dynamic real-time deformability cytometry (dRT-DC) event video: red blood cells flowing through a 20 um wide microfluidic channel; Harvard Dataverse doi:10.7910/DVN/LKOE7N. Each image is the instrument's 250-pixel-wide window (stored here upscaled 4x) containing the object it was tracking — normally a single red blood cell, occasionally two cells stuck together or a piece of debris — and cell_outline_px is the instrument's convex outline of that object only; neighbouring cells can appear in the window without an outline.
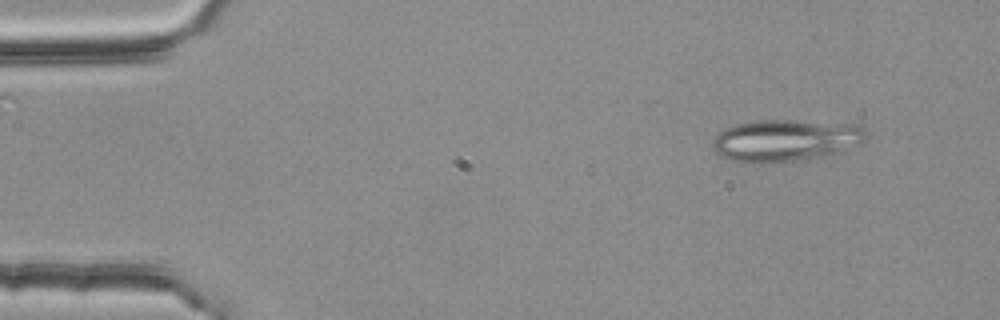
{"species": "common noctule bat (a hibernating species)", "species_latin": "Nyctalus noctula", "temperature_condition": "room temperature", "stored_images_in_passage": 49, "camera_frame_rate_fps": 3000, "um_per_image_px": 0.085, "animal": {"sex": "female", "body_mass_g": 25.1}, "frame": {"image": 1, "passage_image": 1, "time_ms": 0.0, "image_size_px": [1000, 320], "cell_outline_px": [[868, 136], [860, 144], [844, 152], [828, 156], [800, 160], [768, 164], [744, 164], [720, 156], [712, 148], [712, 140], [724, 128], [736, 124], [760, 120], [792, 120], [856, 124], [864, 128], [868, 132]], "centroid_in_image_um": [66.8, 11.96], "position_along_channel_um": 18.2, "area_um2": 38.49}}
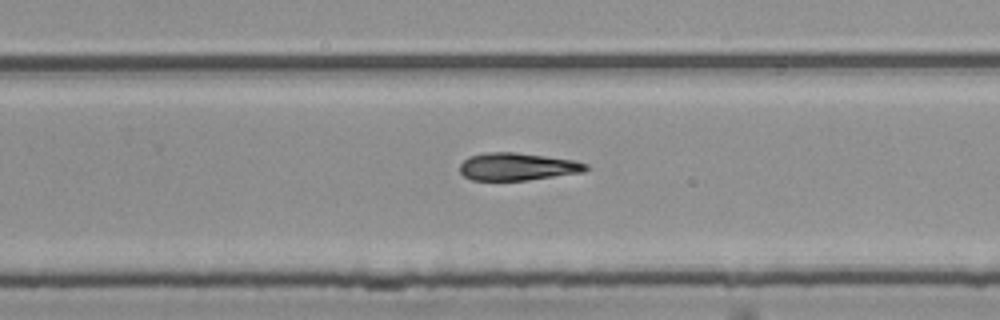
{"frame": {"image": 2, "passage_image": 30, "time_ms": 9.667, "image_size_px": [1000, 320], "cell_outline_px": [[588, 168], [584, 172], [528, 180], [472, 180], [464, 176], [460, 172], [460, 164], [468, 156], [484, 152], [516, 152], [572, 160], [588, 164]], "centroid_in_image_um": [43.95, 14.16], "position_along_channel_um": 285.9, "area_um2": 20.23}}
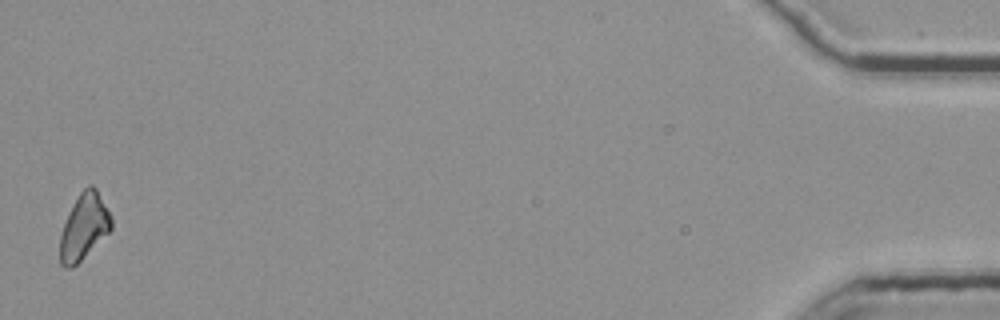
{"frame": {"image": 3, "passage_image": 49, "time_ms": 16.0, "image_size_px": [1000, 320], "cell_outline_px": [[112, 228], [72, 268], [64, 268], [60, 264], [60, 236], [68, 212], [72, 204], [80, 192], [88, 184], [92, 184], [96, 188], [112, 216]], "centroid_in_image_um": [7.13, 19.24], "position_along_channel_um": 428.1, "area_um2": 19.54}, "authors_computed_cell_mechanics": {"area_um2": 20.5768, "velocity_mm_per_s": 3.7681, "shape_relaxation_time_tau1_ms": 5.1099, "shape_relaxation_time_tau2_ms": null, "deformation_change_tau1": 0.1259, "deformation_change_tau2": null}}